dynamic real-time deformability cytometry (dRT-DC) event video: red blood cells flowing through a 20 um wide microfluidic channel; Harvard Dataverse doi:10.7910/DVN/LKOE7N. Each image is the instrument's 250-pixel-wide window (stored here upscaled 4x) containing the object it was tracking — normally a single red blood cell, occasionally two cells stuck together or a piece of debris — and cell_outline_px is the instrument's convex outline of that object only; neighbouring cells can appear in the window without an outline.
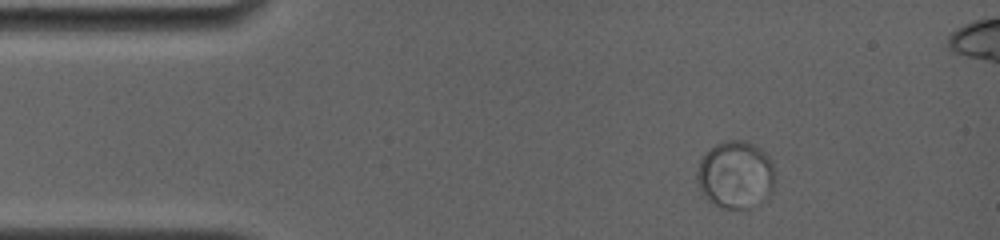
{"species": "common noctule bat (a hibernating species)", "species_latin": "Nyctalus noctula", "temperature_condition": "room temperature", "stored_images_in_passage": 36, "camera_frame_rate_fps": 4000, "um_per_image_px": 0.085, "animal": {"sex": "female", "body_mass_g": 19.0, "forearm_length_mm": 56.7}, "frame": {"image": 1, "passage_image": 5, "time_ms": 1.5, "image_size_px": [1000, 240], "cell_outline_px": [[772, 188], [768, 196], [748, 208], [724, 208], [708, 200], [700, 188], [696, 180], [696, 172], [700, 160], [716, 144], [724, 140], [744, 140], [760, 148], [772, 160]], "centroid_in_image_um": [62.49, 14.83], "position_along_channel_um": 22.5, "area_um2": 30.11}}
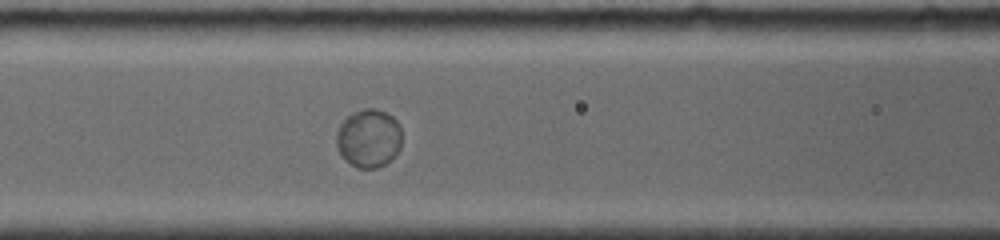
{"frame": {"image": 2, "passage_image": 18, "time_ms": 6.25, "image_size_px": [1000, 240], "cell_outline_px": [[400, 148], [396, 156], [384, 164], [376, 168], [356, 168], [340, 152], [336, 144], [336, 132], [340, 124], [352, 112], [364, 108], [376, 108], [392, 116], [400, 124]], "centroid_in_image_um": [31.35, 11.73], "position_along_channel_um": 135.3, "area_um2": 22.2}}
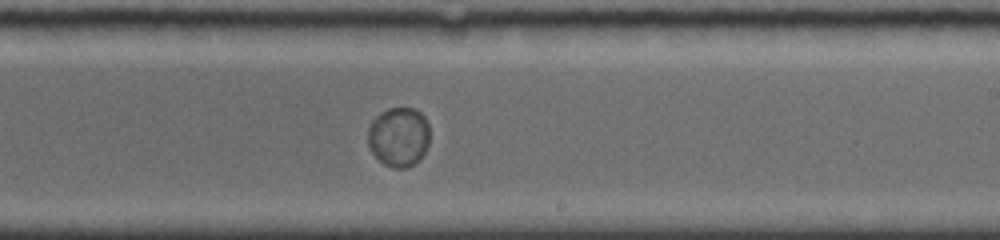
{"frame": {"image": 3, "passage_image": 35, "time_ms": 9.5, "image_size_px": [1000, 240], "cell_outline_px": [[428, 144], [420, 160], [408, 168], [392, 168], [384, 164], [372, 152], [368, 144], [368, 124], [380, 112], [388, 108], [416, 108], [424, 116], [428, 124]], "centroid_in_image_um": [33.88, 11.63], "position_along_channel_um": 255.1, "area_um2": 21.62}}